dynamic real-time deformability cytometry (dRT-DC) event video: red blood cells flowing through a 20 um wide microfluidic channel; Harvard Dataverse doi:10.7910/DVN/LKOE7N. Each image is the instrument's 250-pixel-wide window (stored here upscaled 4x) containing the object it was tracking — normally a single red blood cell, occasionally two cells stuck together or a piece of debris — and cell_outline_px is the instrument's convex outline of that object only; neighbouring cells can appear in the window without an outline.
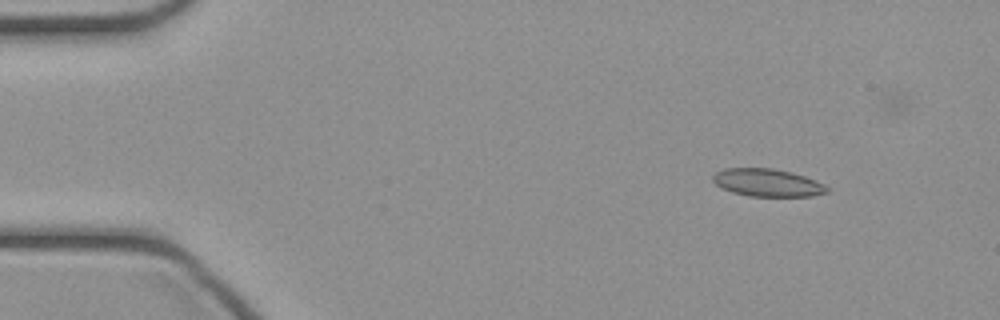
{"species": "common noctule bat (a hibernating species)", "species_latin": "Nyctalus noctula", "temperature_condition": "cold", "stored_images_in_passage": 18, "camera_frame_rate_fps": 3000, "um_per_image_px": 0.085, "animal": {"sex": "female", "body_mass_g": 21.9}, "frame": {"image": 1, "passage_image": 10, "time_ms": 3.0, "image_size_px": [1000, 320], "cell_outline_px": [[828, 192], [812, 196], [748, 196], [732, 192], [720, 188], [712, 180], [712, 176], [716, 172], [724, 168], [772, 168], [792, 172], [816, 180], [824, 184], [828, 188]], "centroid_in_image_um": [65.21, 15.52], "position_along_channel_um": 19.8, "area_um2": 18.5}}